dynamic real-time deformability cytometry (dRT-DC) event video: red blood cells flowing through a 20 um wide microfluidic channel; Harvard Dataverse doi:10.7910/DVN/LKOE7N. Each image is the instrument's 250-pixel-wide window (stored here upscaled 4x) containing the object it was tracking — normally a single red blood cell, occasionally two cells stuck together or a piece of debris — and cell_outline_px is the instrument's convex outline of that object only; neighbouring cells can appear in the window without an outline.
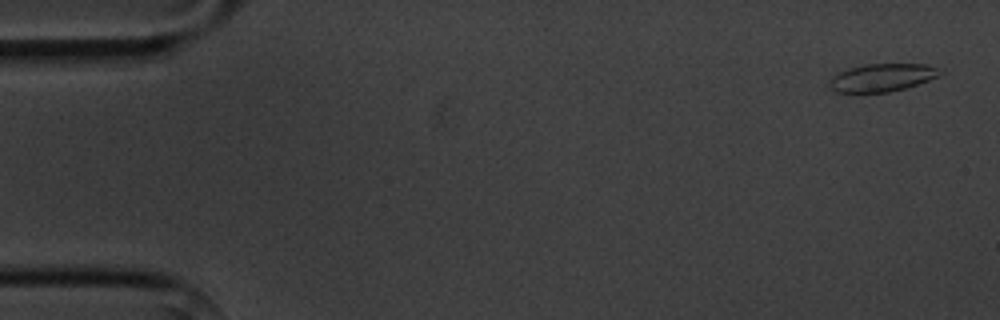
{"species": "common noctule bat (a hibernating species)", "species_latin": "Nyctalus noctula", "temperature_condition": "cold", "stored_images_in_passage": 4, "camera_frame_rate_fps": 3000, "um_per_image_px": 0.085, "animal": {"sex": "male", "body_mass_g": 20.1, "forearm_length_mm": 53.5}, "frame": {"image": 1, "passage_image": 1, "time_ms": 0.0, "image_size_px": [1000, 320], "cell_outline_px": [[944, 72], [940, 76], [904, 88], [888, 92], [856, 96], [836, 92], [828, 84], [828, 80], [832, 76], [848, 68], [864, 64], [928, 64], [944, 68]], "centroid_in_image_um": [74.95, 6.63], "position_along_channel_um": 10.1, "area_um2": 18.84}}